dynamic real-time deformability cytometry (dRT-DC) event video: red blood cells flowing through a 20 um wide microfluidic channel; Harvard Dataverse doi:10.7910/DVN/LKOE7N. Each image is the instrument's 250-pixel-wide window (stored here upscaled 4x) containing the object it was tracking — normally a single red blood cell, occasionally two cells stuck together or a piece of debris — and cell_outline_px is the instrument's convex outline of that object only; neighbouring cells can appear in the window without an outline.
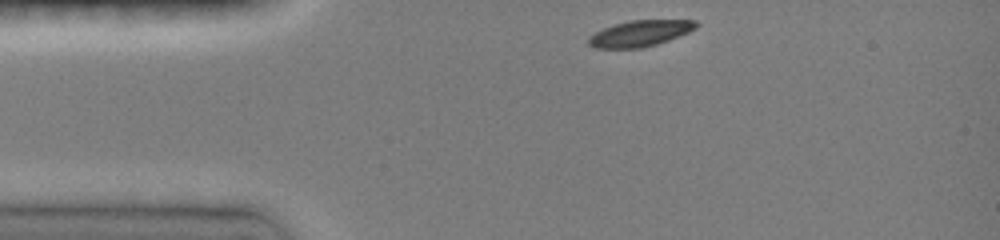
{"species": "common noctule bat (a hibernating species)", "species_latin": "Nyctalus noctula", "temperature_condition": "room temperature", "stored_images_in_passage": 16, "camera_frame_rate_fps": 3000, "um_per_image_px": 0.085, "animal": {"sex": "female", "body_mass_g": 19.0, "forearm_length_mm": 51.5}, "frame": {"image": 1, "passage_image": 1, "time_ms": 0.0, "image_size_px": [1000, 240], "cell_outline_px": [[700, 24], [696, 28], [688, 32], [668, 40], [656, 44], [640, 48], [592, 48], [588, 44], [588, 36], [604, 28], [616, 24], [632, 20], [696, 20]], "centroid_in_image_um": [54.4, 2.84], "position_along_channel_um": 30.6, "area_um2": 16.24}}
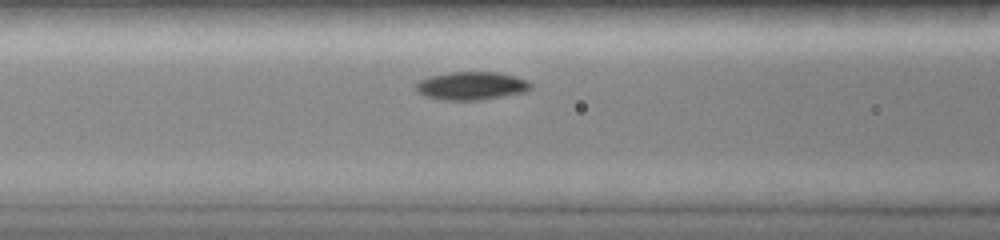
{"frame": {"image": 2, "passage_image": 10, "time_ms": 3.333, "image_size_px": [1000, 240], "cell_outline_px": [[532, 88], [528, 92], [480, 100], [440, 100], [424, 96], [416, 92], [416, 84], [420, 80], [428, 76], [448, 72], [500, 72], [516, 76], [528, 80], [532, 84]], "centroid_in_image_um": [40.09, 7.29], "position_along_channel_um": 126.5, "area_um2": 19.25}}
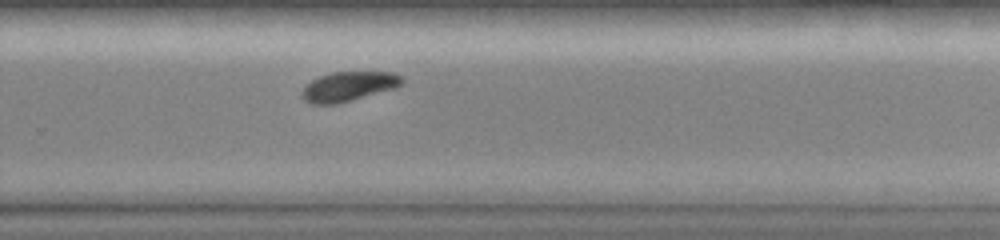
{"frame": {"image": 3, "passage_image": 16, "time_ms": 7.667, "image_size_px": [1000, 240], "cell_outline_px": [[404, 80], [396, 88], [352, 100], [336, 104], [312, 104], [304, 100], [300, 96], [300, 92], [312, 80], [320, 76], [332, 72], [396, 72]], "centroid_in_image_um": [29.62, 7.35], "position_along_channel_um": 300.2, "area_um2": 17.22}}